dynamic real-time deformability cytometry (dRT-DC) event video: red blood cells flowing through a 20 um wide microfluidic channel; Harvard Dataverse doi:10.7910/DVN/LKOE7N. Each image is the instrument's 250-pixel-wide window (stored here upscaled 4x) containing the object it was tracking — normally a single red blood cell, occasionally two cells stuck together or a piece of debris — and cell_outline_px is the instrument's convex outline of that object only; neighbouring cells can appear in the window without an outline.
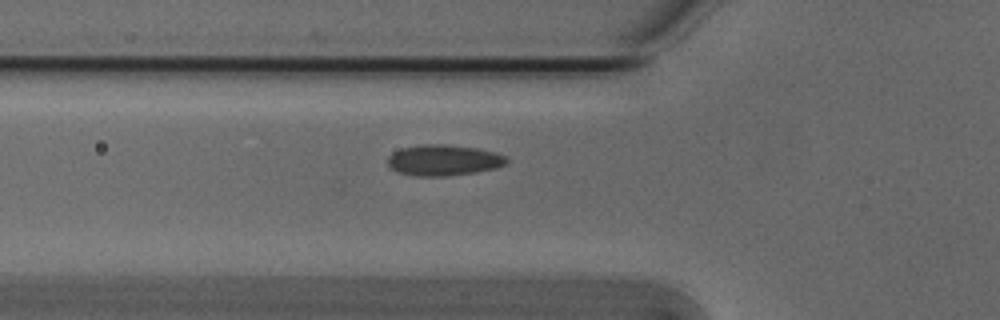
{"species": "Egyptian fruit bat (a non-hibernating species)", "species_latin": "Rousettus aegyptiacus", "temperature_condition": "cold", "stored_images_in_passage": 13, "camera_frame_rate_fps": 3000, "um_per_image_px": 0.085, "animal": {"sex": "male"}, "frame": {"image": 1, "passage_image": 2, "time_ms": 0.333, "image_size_px": [1000, 320], "cell_outline_px": [[508, 164], [496, 168], [476, 172], [448, 176], [416, 176], [400, 172], [388, 168], [388, 156], [392, 152], [400, 148], [424, 144], [444, 144], [476, 148], [496, 152], [508, 156]], "centroid_in_image_um": [37.72, 13.61], "position_along_channel_um": 88.1, "area_um2": 21.68}}
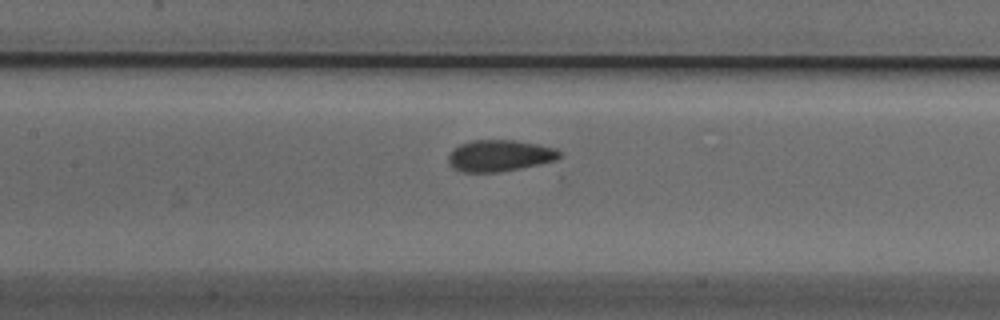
{"frame": {"image": 2, "passage_image": 8, "time_ms": 2.333, "image_size_px": [1000, 320], "cell_outline_px": [[560, 156], [556, 160], [520, 168], [496, 172], [464, 172], [452, 168], [448, 164], [448, 156], [452, 148], [460, 144], [472, 140], [516, 140], [556, 148], [560, 152]], "centroid_in_image_um": [42.42, 13.22], "position_along_channel_um": 165.0, "area_um2": 20.4}}
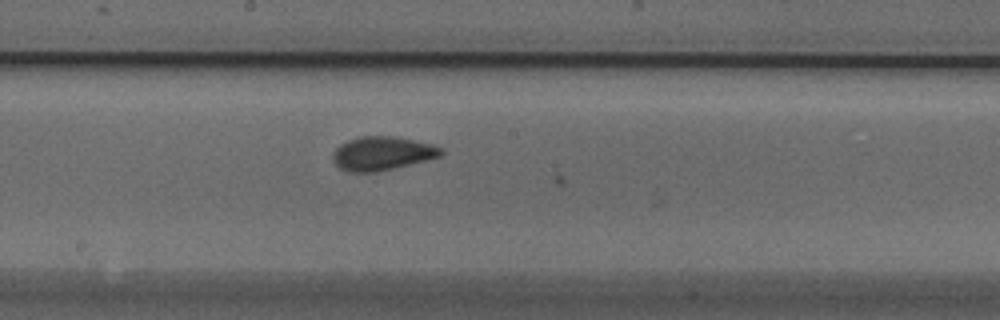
{"frame": {"image": 3, "passage_image": 12, "time_ms": 3.667, "image_size_px": [1000, 320], "cell_outline_px": [[444, 152], [440, 156], [376, 172], [348, 172], [340, 168], [332, 160], [332, 156], [336, 148], [340, 144], [348, 140], [360, 136], [392, 136], [432, 144], [444, 148]], "centroid_in_image_um": [32.46, 13.03], "position_along_channel_um": 215.7, "area_um2": 21.04}}